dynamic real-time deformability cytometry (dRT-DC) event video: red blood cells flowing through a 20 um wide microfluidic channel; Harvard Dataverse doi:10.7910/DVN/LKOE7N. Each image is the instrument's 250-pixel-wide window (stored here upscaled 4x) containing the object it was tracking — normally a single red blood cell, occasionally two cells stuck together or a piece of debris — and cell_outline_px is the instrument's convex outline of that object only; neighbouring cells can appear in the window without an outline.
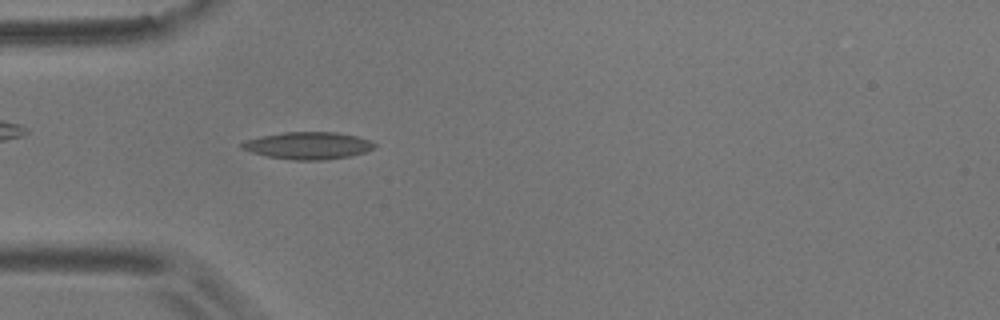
{"species": "common noctule bat (a hibernating species)", "species_latin": "Nyctalus noctula", "temperature_condition": "room temperature", "stored_images_in_passage": 54, "camera_frame_rate_fps": 3000, "um_per_image_px": 0.085, "animal": {"sex": "male", "body_mass_g": 17.9}, "frame": {"image": 1, "passage_image": 15, "time_ms": 4.667, "image_size_px": [1000, 320], "cell_outline_px": [[376, 148], [364, 152], [348, 156], [324, 160], [292, 160], [268, 156], [252, 152], [240, 148], [240, 144], [244, 140], [260, 136], [284, 132], [336, 132], [356, 136], [368, 140], [376, 144]], "centroid_in_image_um": [26.16, 12.37], "position_along_channel_um": 58.8, "area_um2": 20.98}}
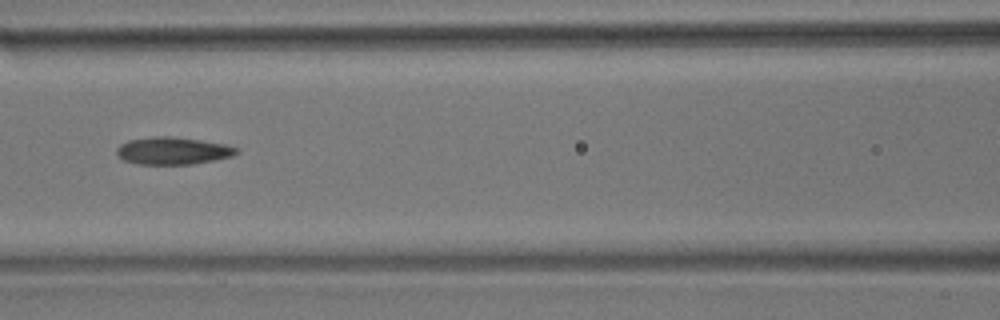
{"frame": {"image": 2, "passage_image": 23, "time_ms": 7.333, "image_size_px": [1000, 320], "cell_outline_px": [[240, 152], [232, 156], [216, 160], [192, 164], [136, 164], [124, 160], [116, 152], [116, 148], [120, 144], [128, 140], [152, 136], [172, 136], [200, 140], [224, 144], [240, 148]], "centroid_in_image_um": [14.71, 12.81], "position_along_channel_um": 151.9, "area_um2": 19.25}}
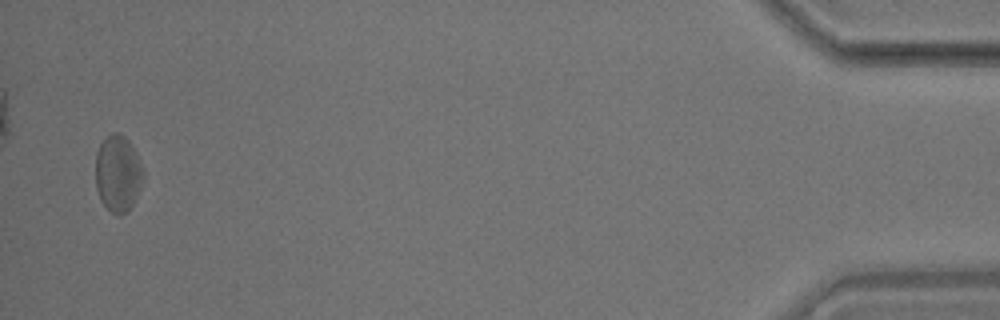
{"frame": {"image": 3, "passage_image": 53, "time_ms": 17.333, "image_size_px": [1000, 320], "cell_outline_px": [[144, 180], [128, 212], [120, 216], [112, 212], [100, 200], [96, 188], [96, 152], [100, 144], [112, 132], [120, 132], [128, 140], [144, 172]], "centroid_in_image_um": [10.01, 14.76], "position_along_channel_um": 425.2, "area_um2": 21.1}, "authors_computed_cell_mechanics": {"area_um2": 19.941, "velocity_mm_per_s": 3.5873, "shape_relaxation_time_tau1_ms": 8.3755, "shape_relaxation_time_tau2_ms": 4.3353, "deformation_change_tau1": 0.1785, "deformation_change_tau2": 0.1375}}